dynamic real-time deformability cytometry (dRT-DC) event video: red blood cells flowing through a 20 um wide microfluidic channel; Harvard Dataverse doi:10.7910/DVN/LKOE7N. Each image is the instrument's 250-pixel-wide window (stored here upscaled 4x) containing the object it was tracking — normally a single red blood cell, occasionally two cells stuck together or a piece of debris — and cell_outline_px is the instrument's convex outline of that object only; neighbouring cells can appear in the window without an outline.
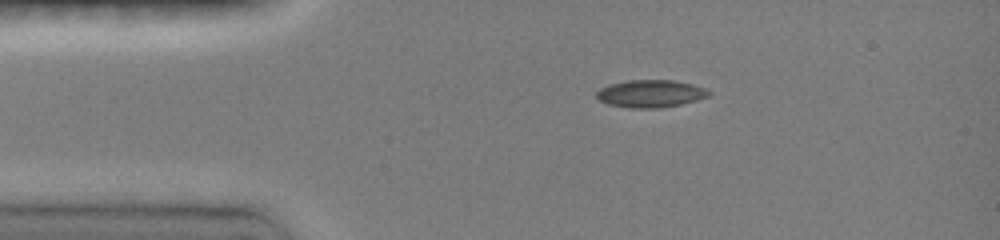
{"species": "common noctule bat (a hibernating species)", "species_latin": "Nyctalus noctula", "temperature_condition": "room temperature", "stored_images_in_passage": 30, "camera_frame_rate_fps": 3000, "um_per_image_px": 0.085, "animal": {"sex": "female", "body_mass_g": 19.0, "forearm_length_mm": 51.5}, "frame": {"image": 1, "passage_image": 5, "time_ms": 2.333, "image_size_px": [1000, 240], "cell_outline_px": [[712, 92], [708, 96], [696, 100], [680, 104], [660, 108], [632, 108], [608, 104], [600, 100], [596, 96], [596, 92], [600, 88], [608, 84], [628, 80], [672, 80], [692, 84], [704, 88]], "centroid_in_image_um": [55.28, 7.95], "position_along_channel_um": 29.7, "area_um2": 17.92}}
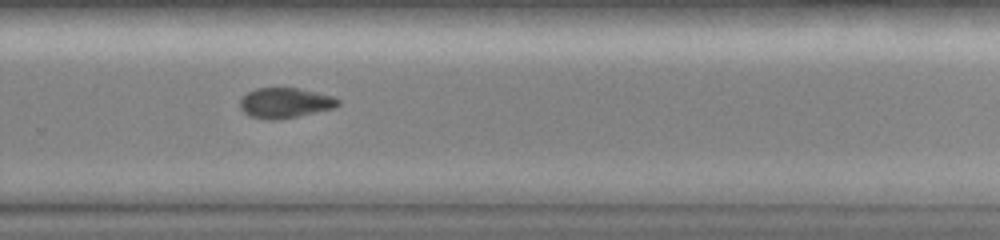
{"frame": {"image": 2, "passage_image": 20, "time_ms": 10.0, "image_size_px": [1000, 240], "cell_outline_px": [[340, 104], [332, 108], [296, 116], [272, 120], [268, 120], [248, 116], [240, 108], [240, 100], [248, 92], [256, 88], [300, 88], [332, 96], [340, 100]], "centroid_in_image_um": [24.2, 8.74], "position_along_channel_um": 305.6, "area_um2": 17.05}}
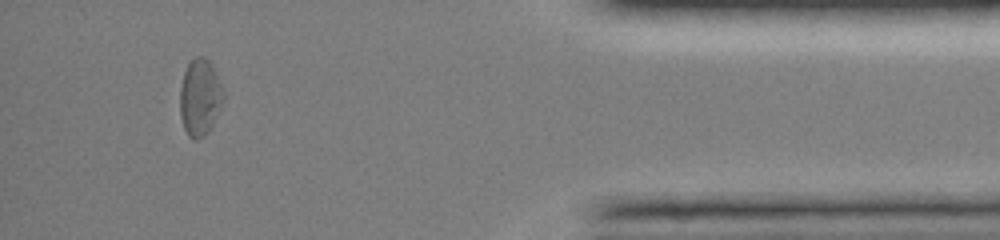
{"frame": {"image": 3, "passage_image": 27, "time_ms": 13.667, "image_size_px": [1000, 240], "cell_outline_px": [[224, 100], [208, 132], [204, 136], [196, 140], [188, 136], [184, 128], [180, 116], [180, 88], [184, 72], [192, 56], [204, 56], [212, 64], [224, 92]], "centroid_in_image_um": [16.99, 8.25], "position_along_channel_um": 418.2, "area_um2": 19.48}}